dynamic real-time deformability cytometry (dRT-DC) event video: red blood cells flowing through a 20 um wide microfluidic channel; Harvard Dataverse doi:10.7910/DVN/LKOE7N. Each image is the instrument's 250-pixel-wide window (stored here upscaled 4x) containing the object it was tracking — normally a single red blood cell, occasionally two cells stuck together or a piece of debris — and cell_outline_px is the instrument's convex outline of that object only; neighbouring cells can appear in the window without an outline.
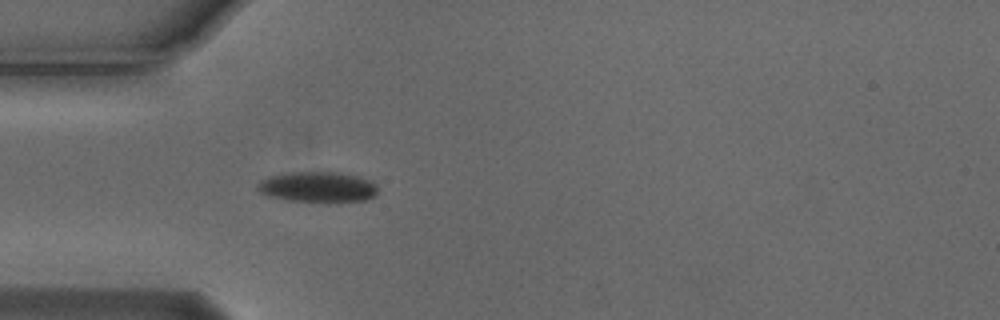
{"species": "Egyptian fruit bat (a non-hibernating species)", "species_latin": "Rousettus aegyptiacus", "temperature_condition": "cold", "stored_images_in_passage": 3, "camera_frame_rate_fps": 3000, "um_per_image_px": 0.085, "animal": {"sex": "male"}, "frame": {"image": 1, "passage_image": 3, "time_ms": 0.667, "image_size_px": [1000, 320], "cell_outline_px": [[376, 196], [368, 200], [336, 204], [324, 204], [288, 200], [268, 196], [260, 192], [260, 184], [264, 180], [272, 176], [292, 172], [340, 172], [360, 176], [372, 180], [376, 184]], "centroid_in_image_um": [27.16, 15.94], "position_along_channel_um": 57.8, "area_um2": 22.02}}